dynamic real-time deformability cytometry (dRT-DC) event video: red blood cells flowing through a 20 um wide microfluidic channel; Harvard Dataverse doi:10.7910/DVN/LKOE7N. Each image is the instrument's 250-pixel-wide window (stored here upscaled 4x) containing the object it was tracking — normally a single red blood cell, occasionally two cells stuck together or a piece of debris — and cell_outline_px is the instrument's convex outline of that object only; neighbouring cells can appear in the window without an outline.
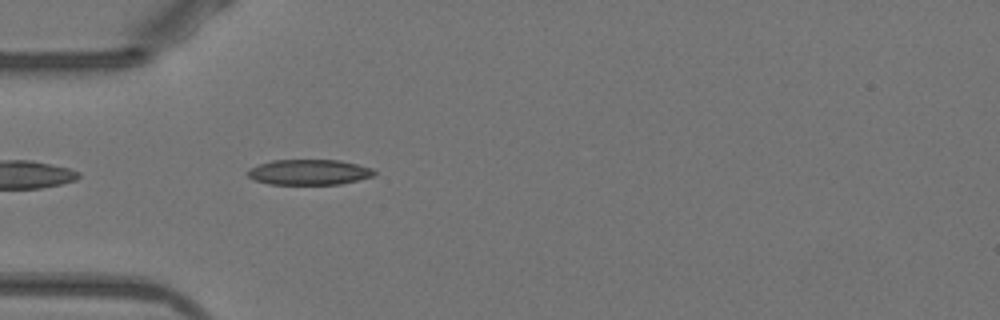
{"species": "Egyptian fruit bat (a non-hibernating species)", "species_latin": "Rousettus aegyptiacus", "temperature_condition": "warm", "stored_images_in_passage": 38, "camera_frame_rate_fps": 3000, "um_per_image_px": 0.085, "animal": {"sex": "female"}, "frame": {"image": 1, "passage_image": 2, "time_ms": 0.333, "image_size_px": [1000, 320], "cell_outline_px": [[376, 172], [372, 176], [340, 184], [268, 184], [252, 180], [248, 176], [248, 172], [252, 168], [260, 164], [272, 160], [340, 160], [372, 168]], "centroid_in_image_um": [26.25, 14.63], "position_along_channel_um": 58.7, "area_um2": 18.55}}
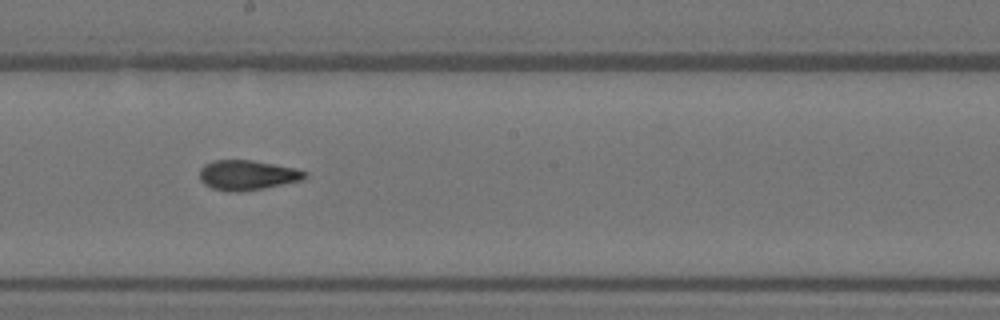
{"frame": {"image": 2, "passage_image": 15, "time_ms": 4.667, "image_size_px": [1000, 320], "cell_outline_px": [[308, 176], [304, 180], [264, 188], [240, 192], [228, 192], [212, 188], [204, 184], [200, 180], [200, 168], [204, 164], [212, 160], [252, 160], [296, 168], [308, 172]], "centroid_in_image_um": [21.04, 14.89], "position_along_channel_um": 227.2, "area_um2": 18.61}}
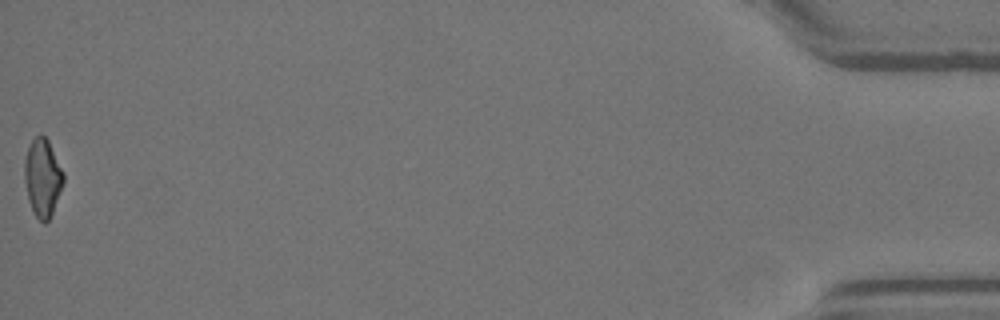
{"frame": {"image": 3, "passage_image": 38, "time_ms": 12.333, "image_size_px": [1000, 320], "cell_outline_px": [[64, 180], [52, 212], [48, 220], [44, 224], [36, 216], [28, 200], [24, 180], [24, 160], [28, 148], [32, 140], [40, 132], [48, 140], [64, 172]], "centroid_in_image_um": [3.61, 15.06], "position_along_channel_um": 431.6, "area_um2": 17.51}, "authors_computed_cell_mechanics": {"area_um2": 18.207, "velocity_mm_per_s": 3.9512, "shape_relaxation_time_tau1_ms": 6.0617, "shape_relaxation_time_tau2_ms": 2.0278, "deformation_change_tau1": 0.2036, "deformation_change_tau2": 0.0838}}